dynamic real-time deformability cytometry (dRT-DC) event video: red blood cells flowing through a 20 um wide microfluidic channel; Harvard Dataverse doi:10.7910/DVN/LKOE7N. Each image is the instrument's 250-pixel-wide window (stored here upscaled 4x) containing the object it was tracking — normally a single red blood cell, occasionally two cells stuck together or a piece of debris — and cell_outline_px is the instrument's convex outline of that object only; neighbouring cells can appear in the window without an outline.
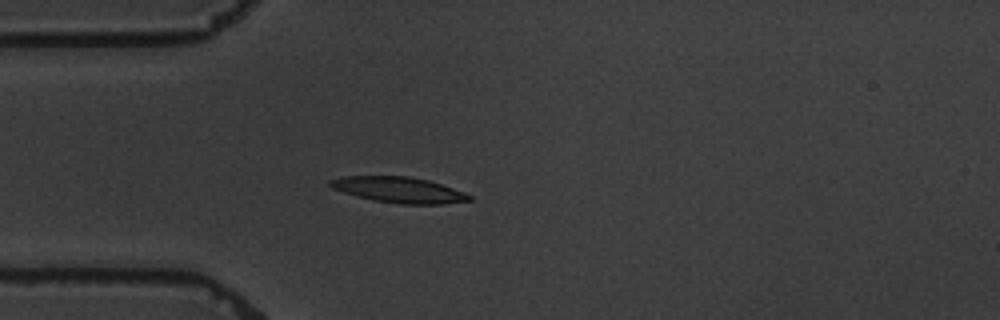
{"species": "common noctule bat (a hibernating species)", "species_latin": "Nyctalus noctula", "temperature_condition": "warm", "stored_images_in_passage": 6, "camera_frame_rate_fps": 3000, "um_per_image_px": 0.085, "animal": {"sex": "male", "body_mass_g": 19.5, "forearm_length_mm": 54.6}, "frame": {"image": 1, "passage_image": 5, "time_ms": 4.667, "image_size_px": [1000, 320], "cell_outline_px": [[472, 200], [444, 204], [400, 204], [372, 200], [356, 196], [332, 188], [328, 184], [328, 180], [344, 176], [408, 176], [428, 180], [464, 192], [472, 196]], "centroid_in_image_um": [33.89, 16.14], "position_along_channel_um": 51.1, "area_um2": 20.87}}